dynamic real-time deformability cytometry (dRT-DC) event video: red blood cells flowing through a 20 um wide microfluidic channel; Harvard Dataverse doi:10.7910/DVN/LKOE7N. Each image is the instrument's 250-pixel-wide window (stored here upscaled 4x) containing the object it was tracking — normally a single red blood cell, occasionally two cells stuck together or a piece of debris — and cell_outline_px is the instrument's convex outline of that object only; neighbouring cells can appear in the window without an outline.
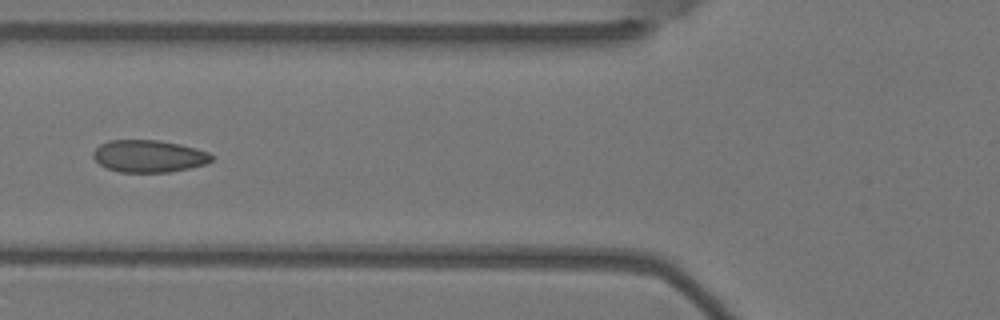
{"species": "Egyptian fruit bat (a non-hibernating species)", "species_latin": "Rousettus aegyptiacus", "temperature_condition": "warm", "stored_images_in_passage": 6, "camera_frame_rate_fps": 3000, "um_per_image_px": 0.085, "animal": {"sex": "female"}, "frame": {"image": 1, "passage_image": 3, "time_ms": 0.667, "image_size_px": [1000, 320], "cell_outline_px": [[212, 160], [204, 164], [188, 168], [168, 172], [120, 172], [108, 168], [100, 164], [92, 156], [92, 152], [100, 144], [108, 140], [160, 140], [180, 144], [196, 148], [208, 152], [212, 156]], "centroid_in_image_um": [12.63, 13.26], "position_along_channel_um": 113.2, "area_um2": 22.14}}
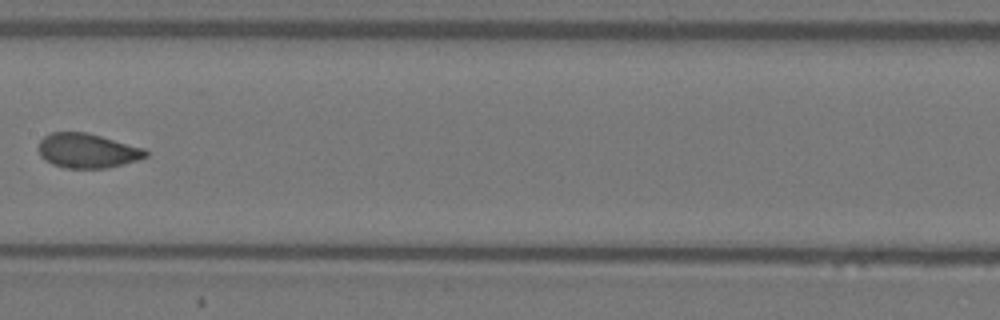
{"frame": {"image": 2, "passage_image": 5, "time_ms": 1.333, "image_size_px": [1000, 320], "cell_outline_px": [[148, 156], [124, 164], [108, 168], [64, 168], [52, 164], [44, 160], [40, 156], [40, 140], [44, 136], [52, 132], [84, 132], [100, 136], [144, 148], [148, 152]], "centroid_in_image_um": [7.42, 12.82], "position_along_channel_um": 200.0, "area_um2": 21.44}}
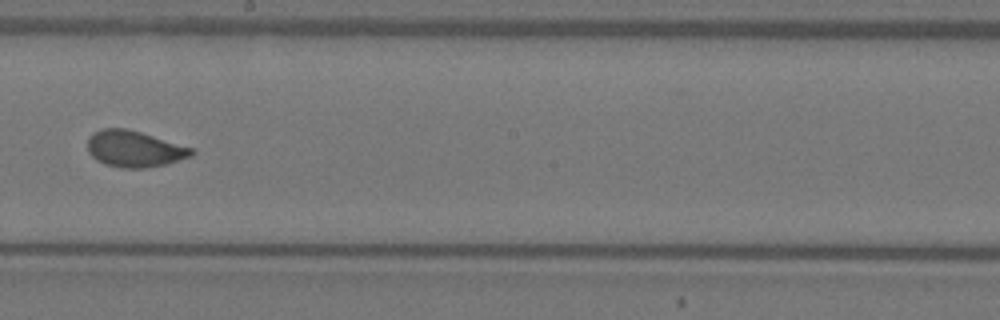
{"frame": {"image": 3, "passage_image": 6, "time_ms": 1.667, "image_size_px": [1000, 320], "cell_outline_px": [[196, 152], [192, 156], [164, 164], [144, 168], [120, 168], [104, 164], [96, 160], [88, 152], [88, 136], [92, 132], [100, 128], [128, 128], [192, 148]], "centroid_in_image_um": [11.37, 12.64], "position_along_channel_um": 236.8, "area_um2": 22.08}}